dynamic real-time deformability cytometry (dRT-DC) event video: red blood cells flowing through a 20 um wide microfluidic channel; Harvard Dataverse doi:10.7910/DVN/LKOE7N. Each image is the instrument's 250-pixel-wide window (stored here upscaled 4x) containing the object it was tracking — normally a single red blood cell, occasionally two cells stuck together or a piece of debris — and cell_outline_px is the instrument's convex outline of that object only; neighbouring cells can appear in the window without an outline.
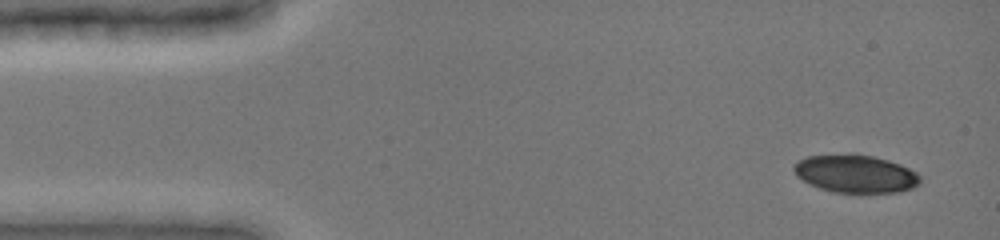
{"species": "common noctule bat (a hibernating species)", "species_latin": "Nyctalus noctula", "temperature_condition": "cold", "stored_images_in_passage": 7, "camera_frame_rate_fps": 3000, "um_per_image_px": 0.085, "animal": {"sex": "female", "body_mass_g": 19.0, "forearm_length_mm": 51.5}, "frame": {"image": 1, "passage_image": 1, "time_ms": 0.0, "image_size_px": [1000, 240], "cell_outline_px": [[920, 184], [912, 188], [900, 192], [832, 192], [808, 184], [796, 176], [792, 168], [792, 164], [808, 156], [848, 152], [852, 152], [872, 156], [888, 160], [900, 164], [916, 172], [920, 176]], "centroid_in_image_um": [72.68, 14.75], "position_along_channel_um": 12.3, "area_um2": 28.32}}
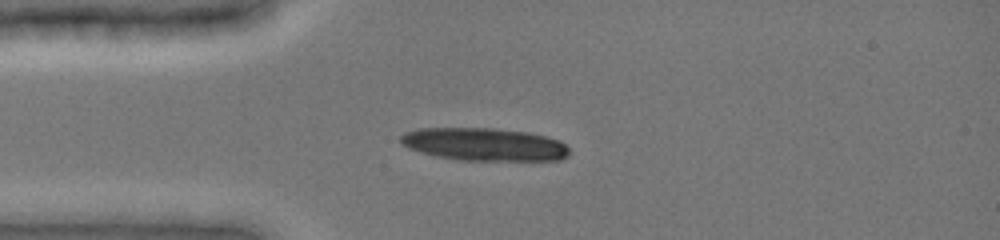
{"frame": {"image": 2, "passage_image": 5, "time_ms": 3.0, "image_size_px": [1000, 240], "cell_outline_px": [[568, 156], [560, 160], [460, 160], [436, 156], [408, 148], [400, 144], [400, 136], [404, 132], [420, 128], [492, 128], [528, 132], [548, 136], [560, 140], [568, 148]], "centroid_in_image_um": [41.15, 12.26], "position_along_channel_um": 43.8, "area_um2": 32.37}}